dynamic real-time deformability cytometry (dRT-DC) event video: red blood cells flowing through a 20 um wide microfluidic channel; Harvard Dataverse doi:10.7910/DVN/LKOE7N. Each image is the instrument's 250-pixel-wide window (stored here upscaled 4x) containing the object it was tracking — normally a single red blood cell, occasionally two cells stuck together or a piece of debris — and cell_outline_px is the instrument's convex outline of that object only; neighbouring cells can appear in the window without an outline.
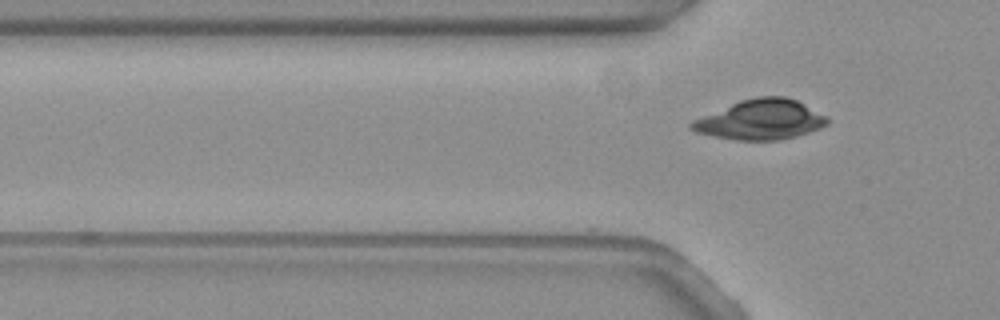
{"species": "common noctule bat (a hibernating species)", "species_latin": "Nyctalus noctula", "temperature_condition": "warm", "stored_images_in_passage": 2, "camera_frame_rate_fps": 3000, "um_per_image_px": 0.085, "animal": {"sex": "female", "body_mass_g": 19.3, "forearm_length_mm": 54.1}, "frame": {"image": 1, "passage_image": 2, "time_ms": 0.333, "image_size_px": [1000, 320], "cell_outline_px": [[828, 124], [820, 128], [796, 136], [776, 140], [736, 140], [712, 136], [696, 132], [688, 128], [688, 124], [692, 120], [740, 100], [756, 96], [784, 96], [796, 100], [828, 116]], "centroid_in_image_um": [64.63, 10.17], "position_along_channel_um": 61.2, "area_um2": 31.62}}